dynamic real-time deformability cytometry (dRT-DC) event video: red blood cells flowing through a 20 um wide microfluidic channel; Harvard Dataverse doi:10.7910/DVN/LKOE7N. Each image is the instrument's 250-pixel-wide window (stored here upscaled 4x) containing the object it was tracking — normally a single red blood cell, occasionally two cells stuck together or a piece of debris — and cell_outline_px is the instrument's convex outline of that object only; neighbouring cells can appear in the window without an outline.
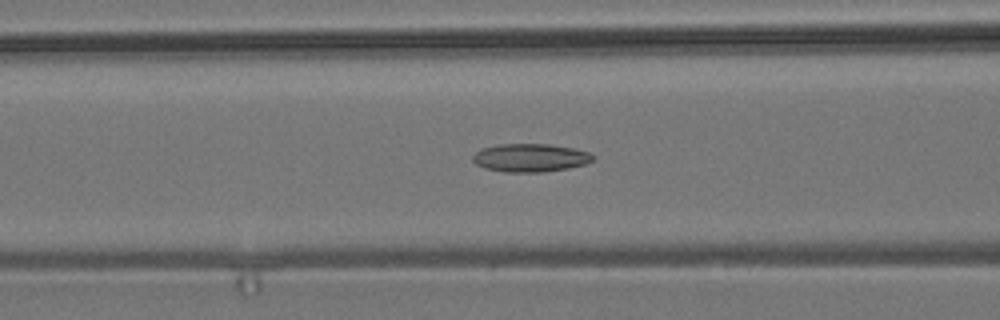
{"species": "common noctule bat (a hibernating species)", "species_latin": "Nyctalus noctula", "temperature_condition": "room temperature", "stored_images_in_passage": 45, "camera_frame_rate_fps": 3000, "um_per_image_px": 0.085, "animal": {"sex": "male", "body_mass_g": 19.2, "forearm_length_mm": 51.8}, "frame": {"image": 1, "passage_image": 22, "time_ms": 7.0, "image_size_px": [1000, 320], "cell_outline_px": [[596, 156], [588, 164], [568, 168], [544, 172], [504, 172], [484, 168], [476, 164], [472, 160], [472, 156], [476, 152], [484, 148], [496, 144], [548, 144], [572, 148], [588, 152]], "centroid_in_image_um": [45.08, 13.41], "position_along_channel_um": 121.5, "area_um2": 19.83}}
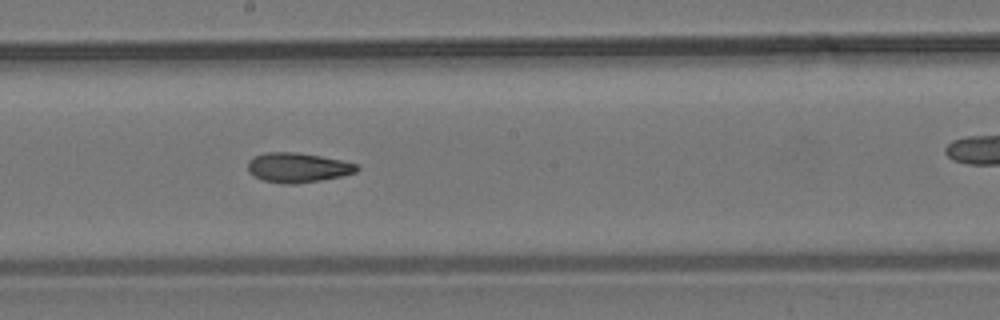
{"frame": {"image": 2, "passage_image": 30, "time_ms": 9.667, "image_size_px": [1000, 320], "cell_outline_px": [[360, 168], [356, 172], [340, 176], [320, 180], [296, 184], [284, 184], [264, 180], [252, 176], [248, 172], [248, 160], [252, 156], [264, 152], [296, 152], [320, 156], [340, 160], [356, 164]], "centroid_in_image_um": [25.25, 14.24], "position_along_channel_um": 223.0, "area_um2": 18.9}}
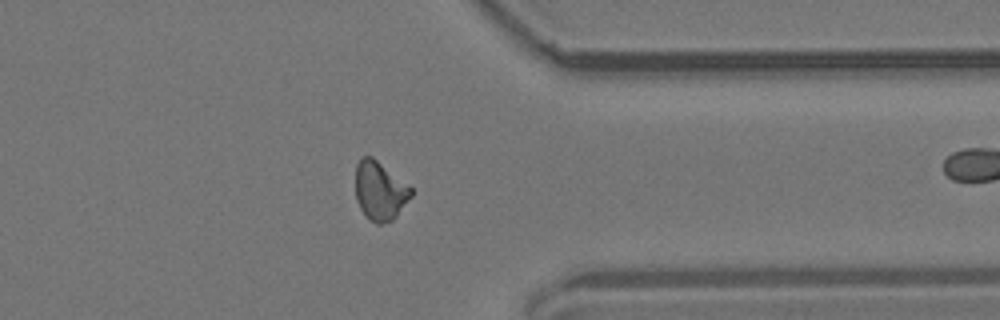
{"frame": {"image": 3, "passage_image": 43, "time_ms": 14.0, "image_size_px": [1000, 320], "cell_outline_px": [[412, 196], [396, 216], [392, 220], [380, 224], [376, 224], [360, 208], [356, 200], [356, 164], [360, 156], [372, 156], [412, 188]], "centroid_in_image_um": [32.28, 16.2], "position_along_channel_um": 379.1, "area_um2": 18.84}}